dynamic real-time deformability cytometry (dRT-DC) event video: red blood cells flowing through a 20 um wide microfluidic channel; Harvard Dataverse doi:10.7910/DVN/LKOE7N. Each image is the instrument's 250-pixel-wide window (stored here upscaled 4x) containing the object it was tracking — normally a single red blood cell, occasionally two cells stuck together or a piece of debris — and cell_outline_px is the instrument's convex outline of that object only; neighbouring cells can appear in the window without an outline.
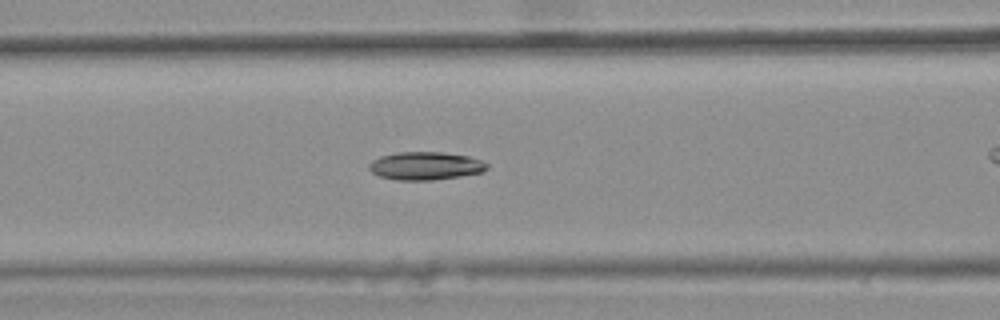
{"species": "common noctule bat (a hibernating species)", "species_latin": "Nyctalus noctula", "temperature_condition": "warm", "stored_images_in_passage": 45, "camera_frame_rate_fps": 3000, "um_per_image_px": 0.085, "animal": {"sex": "female", "body_mass_g": 25.1}, "frame": {"image": 1, "passage_image": 20, "time_ms": 6.333, "image_size_px": [1000, 320], "cell_outline_px": [[488, 168], [484, 172], [460, 176], [432, 180], [396, 180], [380, 176], [372, 172], [368, 168], [368, 164], [372, 160], [380, 156], [400, 152], [440, 152], [468, 156], [484, 160], [488, 164]], "centroid_in_image_um": [36.18, 14.1], "position_along_channel_um": 130.4, "area_um2": 19.36}}
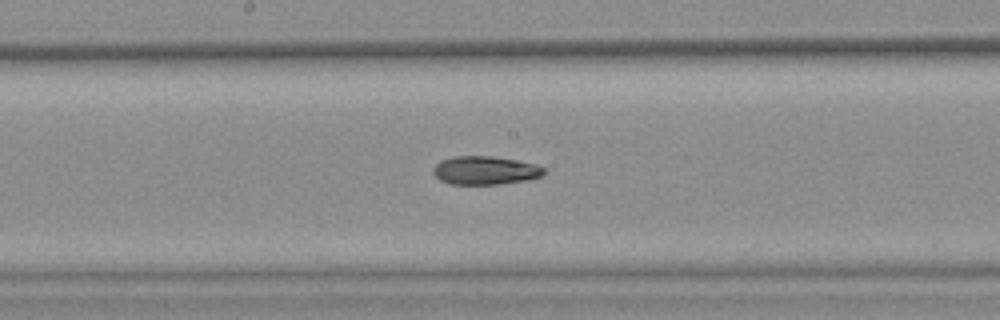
{"frame": {"image": 2, "passage_image": 26, "time_ms": 8.333, "image_size_px": [1000, 320], "cell_outline_px": [[544, 172], [540, 176], [528, 180], [500, 184], [448, 184], [440, 180], [432, 172], [432, 168], [440, 160], [452, 156], [492, 156], [516, 160], [536, 164], [544, 168]], "centroid_in_image_um": [41.2, 14.48], "position_along_channel_um": 207.0, "area_um2": 18.44}, "authors_computed_cell_mechanics": {"area_um2": 19.074, "velocity_mm_per_s": 3.8309, "shape_relaxation_time_tau1_ms": null, "shape_relaxation_time_tau2_ms": 5.542, "deformation_change_tau1": null, "deformation_change_tau2": 0.1314}}